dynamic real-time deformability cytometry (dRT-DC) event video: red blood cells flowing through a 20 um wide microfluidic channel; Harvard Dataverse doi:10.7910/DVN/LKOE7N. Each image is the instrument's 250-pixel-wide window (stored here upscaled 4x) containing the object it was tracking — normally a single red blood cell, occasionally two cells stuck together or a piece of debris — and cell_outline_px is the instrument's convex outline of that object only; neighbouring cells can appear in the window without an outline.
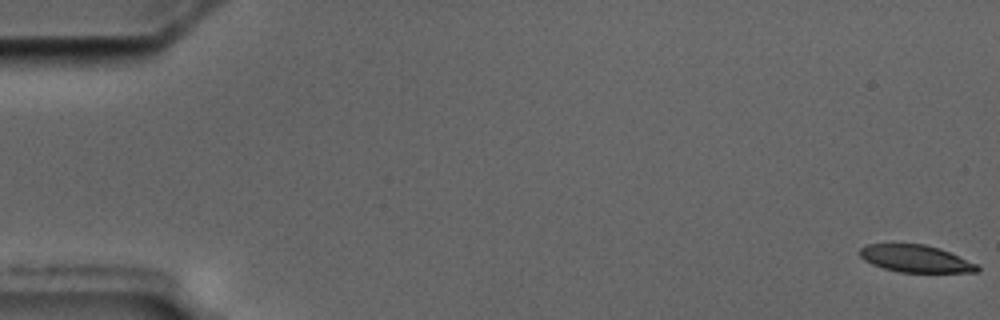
{"species": "common noctule bat (a hibernating species)", "species_latin": "Nyctalus noctula", "temperature_condition": "cold", "stored_images_in_passage": 12, "camera_frame_rate_fps": 3000, "um_per_image_px": 0.085, "animal": {"sex": "male", "body_mass_g": 17.5, "forearm_length_mm": 52.3}, "frame": {"image": 1, "passage_image": 1, "time_ms": 0.0, "image_size_px": [1000, 320], "cell_outline_px": [[980, 272], [900, 272], [884, 268], [872, 264], [864, 260], [860, 256], [860, 248], [868, 244], [924, 244], [940, 248], [976, 264], [980, 268]], "centroid_in_image_um": [77.82, 21.98], "position_along_channel_um": 7.2, "area_um2": 18.44}}
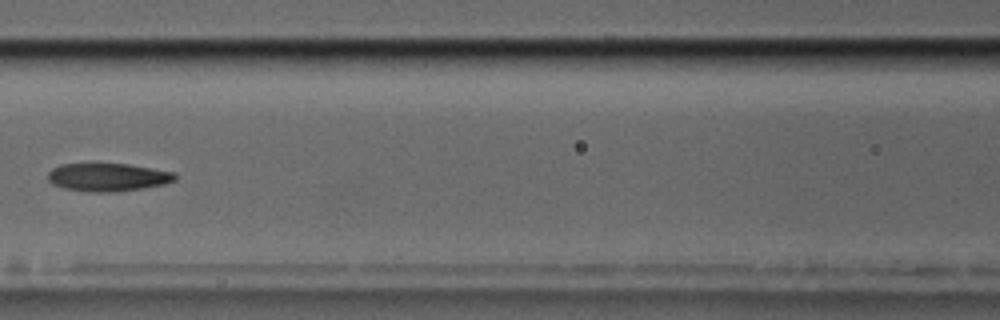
{"frame": {"image": 2, "passage_image": 6, "time_ms": 8.667, "image_size_px": [1000, 320], "cell_outline_px": [[176, 180], [164, 184], [140, 188], [112, 192], [92, 192], [64, 188], [52, 184], [48, 180], [48, 172], [52, 168], [60, 164], [92, 160], [128, 164], [176, 172]], "centroid_in_image_um": [9.1, 15.0], "position_along_channel_um": 157.5, "area_um2": 21.68}}
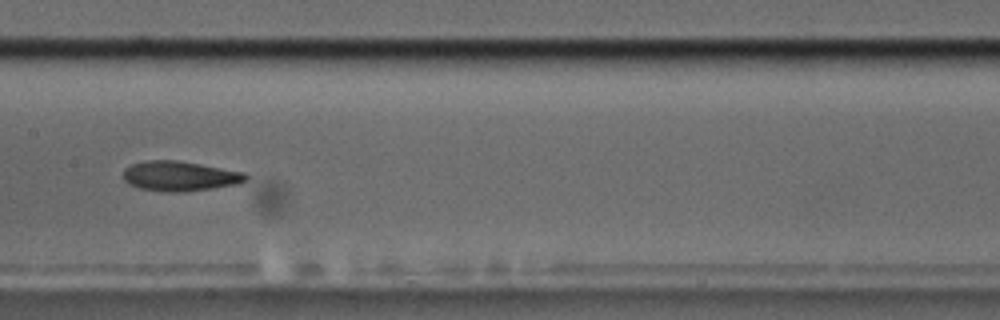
{"frame": {"image": 3, "passage_image": 7, "time_ms": 9.667, "image_size_px": [1000, 320], "cell_outline_px": [[248, 180], [236, 184], [212, 188], [184, 192], [160, 192], [140, 188], [128, 184], [124, 180], [124, 168], [132, 164], [148, 160], [176, 160], [200, 164], [244, 172], [248, 176]], "centroid_in_image_um": [15.27, 14.97], "position_along_channel_um": 192.1, "area_um2": 21.39}, "authors_computed_cell_mechanics": {"area_um2": 21.2704, "velocity_mm_per_s": 3.5032, "shape_relaxation_time_tau1_ms": 6.233, "shape_relaxation_time_tau2_ms": null, "deformation_change_tau1": 0.2141, "deformation_change_tau2": null}}